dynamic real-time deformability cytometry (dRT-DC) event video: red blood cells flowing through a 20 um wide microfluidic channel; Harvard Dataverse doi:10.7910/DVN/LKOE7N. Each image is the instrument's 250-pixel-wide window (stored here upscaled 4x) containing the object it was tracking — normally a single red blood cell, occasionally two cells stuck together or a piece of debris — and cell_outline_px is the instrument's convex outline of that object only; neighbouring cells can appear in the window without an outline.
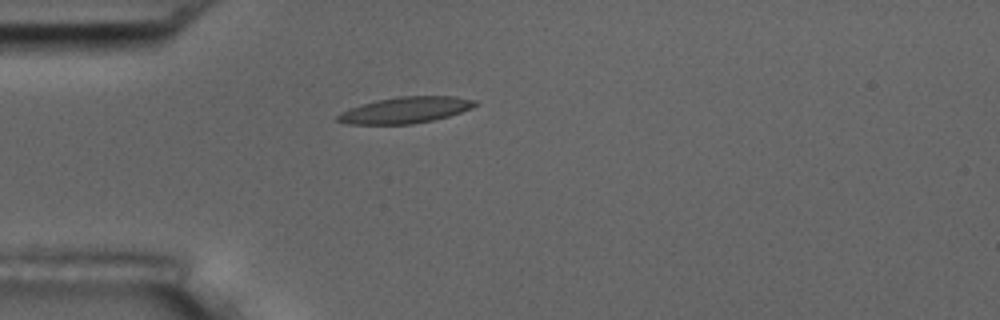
{"species": "common noctule bat (a hibernating species)", "species_latin": "Nyctalus noctula", "temperature_condition": "room temperature", "stored_images_in_passage": 2, "camera_frame_rate_fps": 3000, "um_per_image_px": 0.085, "animal": {"sex": "male", "body_mass_g": 17.5, "forearm_length_mm": 52.3}, "frame": {"image": 1, "passage_image": 1, "time_ms": 0.0, "image_size_px": [1000, 320], "cell_outline_px": [[480, 104], [472, 108], [448, 116], [432, 120], [412, 124], [348, 124], [336, 120], [336, 116], [340, 112], [376, 100], [400, 96], [456, 96], [476, 100]], "centroid_in_image_um": [34.5, 9.35], "position_along_channel_um": 50.5, "area_um2": 20.92}}